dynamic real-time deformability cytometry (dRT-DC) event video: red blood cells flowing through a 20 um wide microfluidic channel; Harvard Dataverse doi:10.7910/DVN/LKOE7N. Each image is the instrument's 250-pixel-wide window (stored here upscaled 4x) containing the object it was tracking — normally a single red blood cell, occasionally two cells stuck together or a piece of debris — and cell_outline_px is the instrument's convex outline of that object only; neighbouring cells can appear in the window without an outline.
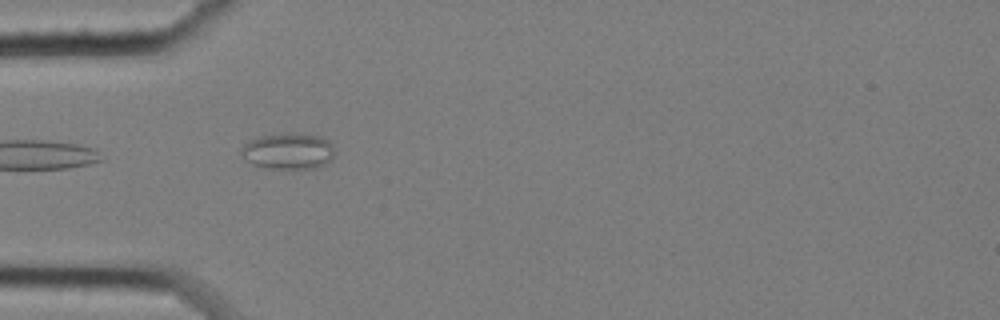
{"species": "common noctule bat (a hibernating species)", "species_latin": "Nyctalus noctula", "temperature_condition": "cold", "stored_images_in_passage": 3, "camera_frame_rate_fps": 3000, "um_per_image_px": 0.085, "animal": {"sex": "female", "body_mass_g": 25.1}, "frame": {"image": 1, "passage_image": 1, "time_ms": 0.0, "image_size_px": [1000, 320], "cell_outline_px": [[332, 160], [316, 168], [268, 168], [252, 164], [240, 156], [240, 148], [244, 144], [260, 136], [320, 136], [328, 140], [332, 144]], "centroid_in_image_um": [24.46, 12.9], "position_along_channel_um": 60.5, "area_um2": 18.84}}